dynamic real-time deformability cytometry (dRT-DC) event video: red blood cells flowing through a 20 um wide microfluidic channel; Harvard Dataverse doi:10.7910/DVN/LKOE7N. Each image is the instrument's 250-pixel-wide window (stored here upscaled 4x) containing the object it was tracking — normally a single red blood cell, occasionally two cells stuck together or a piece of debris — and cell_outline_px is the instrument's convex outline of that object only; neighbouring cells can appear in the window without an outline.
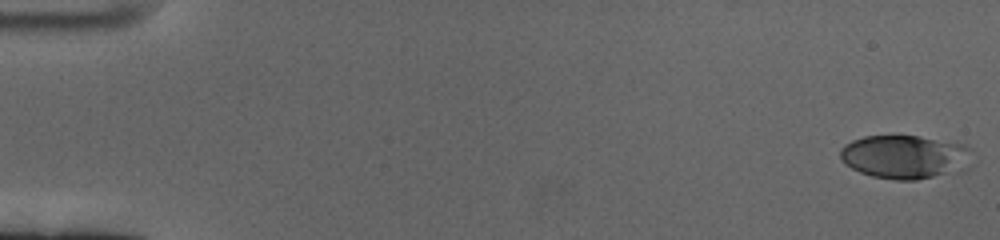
{"species": "human", "species_latin": "Homo sapiens", "temperature_condition": "cold", "stored_images_in_passage": 60, "camera_frame_rate_fps": 3000, "um_per_image_px": 0.085, "donor": {"sex": "female"}, "frame": {"image": 1, "passage_image": 1, "time_ms": 0.0, "image_size_px": [1000, 240], "cell_outline_px": [[972, 148], [944, 172], [932, 176], [916, 180], [896, 180], [872, 176], [860, 172], [844, 164], [840, 160], [840, 148], [844, 144], [852, 140], [864, 136], [920, 136], [964, 144]], "centroid_in_image_um": [76.61, 13.28], "position_along_channel_um": 8.4, "area_um2": 31.73}}
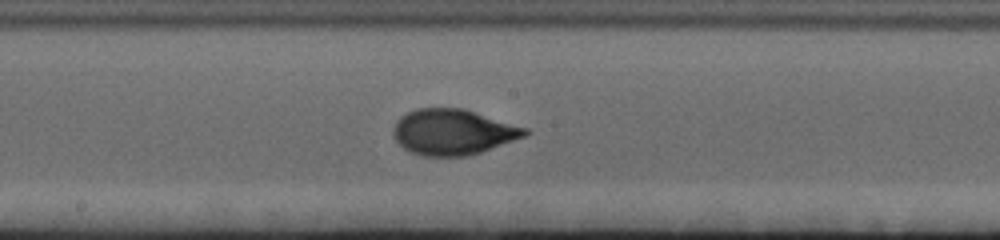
{"frame": {"image": 2, "passage_image": 33, "time_ms": 10.667, "image_size_px": [1000, 240], "cell_outline_px": [[532, 132], [524, 136], [480, 152], [468, 156], [424, 156], [412, 152], [404, 148], [396, 140], [392, 132], [392, 128], [396, 120], [400, 116], [416, 108], [464, 108], [528, 128]], "centroid_in_image_um": [38.49, 11.21], "position_along_channel_um": 209.7, "area_um2": 35.03}}
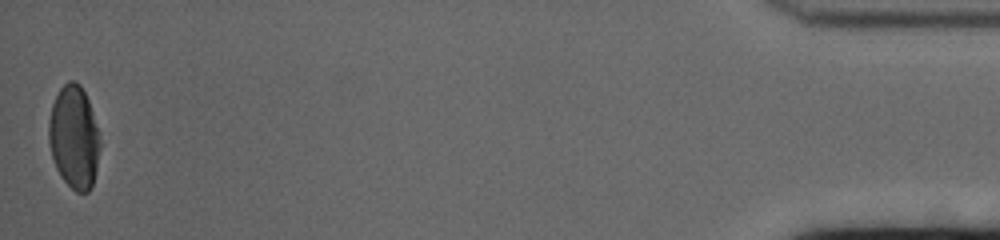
{"frame": {"image": 3, "passage_image": 60, "time_ms": 19.667, "image_size_px": [1000, 240], "cell_outline_px": [[100, 148], [92, 188], [88, 192], [76, 192], [60, 176], [56, 168], [52, 156], [48, 140], [48, 120], [52, 104], [60, 88], [68, 80], [76, 80], [80, 84], [88, 100], [100, 132]], "centroid_in_image_um": [6.29, 11.65], "position_along_channel_um": 428.9, "area_um2": 31.04}, "authors_computed_cell_mechanics": {"area_um2": 33.4951, "velocity_mm_per_s": 3.3853, "shape_relaxation_time_tau1_ms": 4.047, "shape_relaxation_time_tau2_ms": null, "deformation_change_tau1": 0.1761, "deformation_change_tau2": null}}